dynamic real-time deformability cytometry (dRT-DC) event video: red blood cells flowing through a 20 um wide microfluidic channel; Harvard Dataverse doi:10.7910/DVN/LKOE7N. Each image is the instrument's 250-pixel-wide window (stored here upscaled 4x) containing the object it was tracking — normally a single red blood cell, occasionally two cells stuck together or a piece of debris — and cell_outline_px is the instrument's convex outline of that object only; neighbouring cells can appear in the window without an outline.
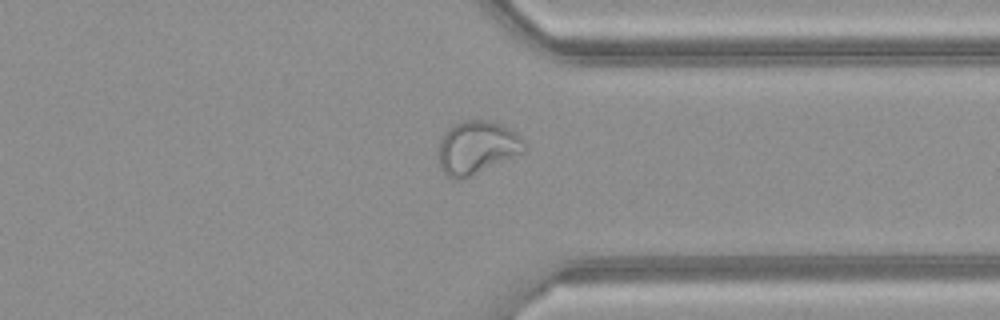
{"species": "common noctule bat (a hibernating species)", "species_latin": "Nyctalus noctula", "temperature_condition": "warm", "stored_images_in_passage": 33, "camera_frame_rate_fps": 3000, "um_per_image_px": 0.085, "animal": {"sex": "female", "body_mass_g": 21.9}, "frame": {"image": 1, "passage_image": 28, "time_ms": 9.0, "image_size_px": [1000, 320], "cell_outline_px": [[528, 148], [524, 152], [468, 176], [456, 180], [452, 180], [440, 168], [440, 140], [448, 128], [452, 124], [464, 120], [492, 120], [516, 132]], "centroid_in_image_um": [40.54, 12.5], "position_along_channel_um": 370.9, "area_um2": 26.18}}